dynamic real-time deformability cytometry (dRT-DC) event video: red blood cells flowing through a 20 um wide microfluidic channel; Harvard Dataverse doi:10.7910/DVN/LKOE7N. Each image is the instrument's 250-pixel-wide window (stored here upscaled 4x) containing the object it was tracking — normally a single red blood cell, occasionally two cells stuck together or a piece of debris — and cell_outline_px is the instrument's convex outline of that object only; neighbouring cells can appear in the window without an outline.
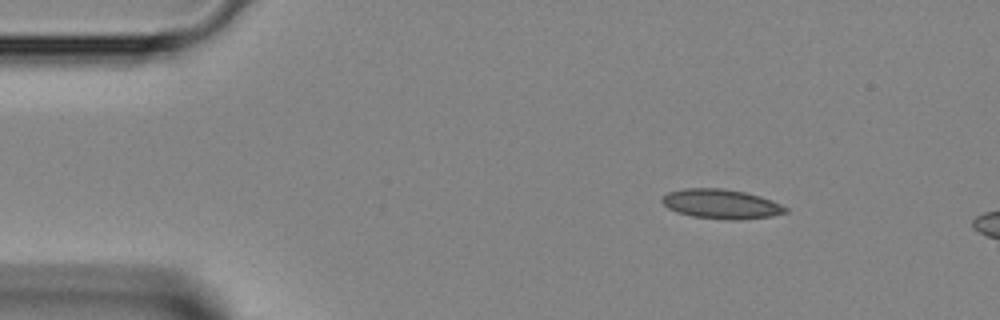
{"species": "Egyptian fruit bat (a non-hibernating species)", "species_latin": "Rousettus aegyptiacus", "temperature_condition": "room temperature", "stored_images_in_passage": 5, "camera_frame_rate_fps": 3000, "um_per_image_px": 0.085, "animal": {"sex": "female"}, "frame": {"image": 1, "passage_image": 1, "time_ms": 0.0, "image_size_px": [1000, 320], "cell_outline_px": [[788, 212], [772, 216], [740, 220], [728, 220], [692, 216], [676, 212], [668, 208], [660, 200], [668, 192], [684, 188], [724, 188], [744, 192], [760, 196], [772, 200], [788, 208]], "centroid_in_image_um": [61.31, 17.34], "position_along_channel_um": 23.7, "area_um2": 21.33}}